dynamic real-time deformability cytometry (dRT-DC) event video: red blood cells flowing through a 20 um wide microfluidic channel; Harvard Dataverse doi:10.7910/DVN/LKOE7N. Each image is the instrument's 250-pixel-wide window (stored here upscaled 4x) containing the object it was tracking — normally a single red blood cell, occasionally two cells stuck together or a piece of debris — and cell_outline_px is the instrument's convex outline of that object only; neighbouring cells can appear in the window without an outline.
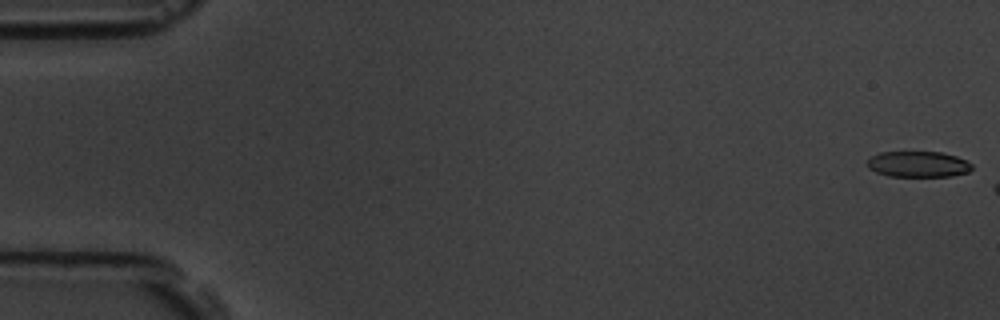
{"species": "common noctule bat (a hibernating species)", "species_latin": "Nyctalus noctula", "temperature_condition": "room temperature", "stored_images_in_passage": 7, "camera_frame_rate_fps": 3000, "um_per_image_px": 0.085, "animal": {"sex": "male", "body_mass_g": 19.5, "forearm_length_mm": 54.6}, "frame": {"image": 1, "passage_image": 1, "time_ms": 0.0, "image_size_px": [1000, 320], "cell_outline_px": [[972, 168], [968, 172], [952, 176], [888, 176], [876, 172], [868, 168], [864, 164], [872, 156], [880, 152], [940, 152], [956, 156], [968, 160], [972, 164]], "centroid_in_image_um": [78.04, 13.96], "position_along_channel_um": 7.0, "area_um2": 15.9}}